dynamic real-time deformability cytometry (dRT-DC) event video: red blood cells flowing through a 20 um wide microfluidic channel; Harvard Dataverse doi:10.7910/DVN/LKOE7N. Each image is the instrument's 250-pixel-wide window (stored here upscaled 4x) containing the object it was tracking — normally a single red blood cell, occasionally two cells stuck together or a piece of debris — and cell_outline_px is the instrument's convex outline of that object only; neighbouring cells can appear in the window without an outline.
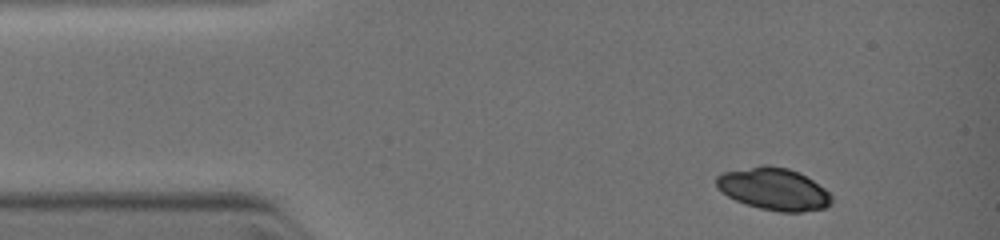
{"species": "common noctule bat (a hibernating species)", "species_latin": "Nyctalus noctula", "temperature_condition": "warm", "stored_images_in_passage": 5, "camera_frame_rate_fps": 3000, "um_per_image_px": 0.085, "animal": {"sex": "female", "body_mass_g": 19.0, "forearm_length_mm": 51.5}, "frame": {"image": 1, "passage_image": 1, "time_ms": 0.0, "image_size_px": [1000, 240], "cell_outline_px": [[832, 204], [824, 208], [800, 212], [780, 212], [760, 208], [744, 204], [728, 196], [716, 188], [716, 176], [724, 172], [752, 168], [788, 168], [812, 180], [824, 188], [832, 196]], "centroid_in_image_um": [65.78, 16.12], "position_along_channel_um": 19.2, "area_um2": 27.51}}